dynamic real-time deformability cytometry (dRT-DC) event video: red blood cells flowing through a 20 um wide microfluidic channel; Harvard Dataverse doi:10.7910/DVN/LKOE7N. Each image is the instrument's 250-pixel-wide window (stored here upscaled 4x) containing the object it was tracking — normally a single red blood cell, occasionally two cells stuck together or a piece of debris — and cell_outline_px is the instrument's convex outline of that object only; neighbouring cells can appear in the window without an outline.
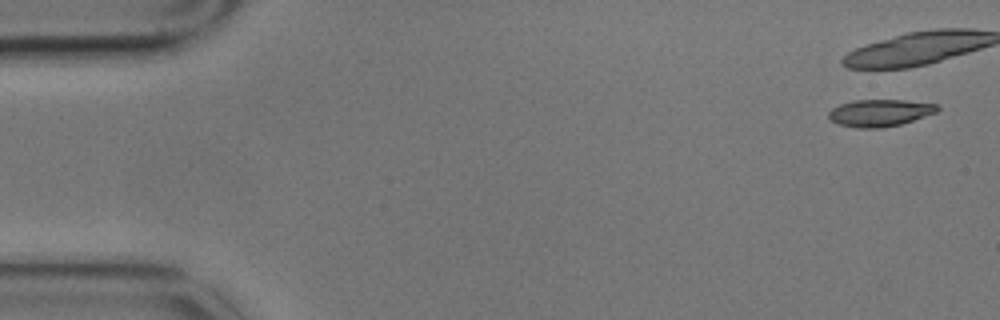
{"species": "common noctule bat (a hibernating species)", "species_latin": "Nyctalus noctula", "temperature_condition": "cold", "stored_images_in_passage": 8, "camera_frame_rate_fps": 3000, "um_per_image_px": 0.085, "animal": {"sex": "male", "body_mass_g": 17.9}, "frame": {"image": 1, "passage_image": 1, "time_ms": 0.0, "image_size_px": [1000, 320], "cell_outline_px": [[940, 108], [936, 112], [900, 124], [880, 128], [856, 128], [840, 124], [832, 120], [828, 116], [828, 112], [832, 108], [840, 104], [852, 100], [904, 100], [936, 104]], "centroid_in_image_um": [74.76, 9.58], "position_along_channel_um": 10.2, "area_um2": 16.94}}